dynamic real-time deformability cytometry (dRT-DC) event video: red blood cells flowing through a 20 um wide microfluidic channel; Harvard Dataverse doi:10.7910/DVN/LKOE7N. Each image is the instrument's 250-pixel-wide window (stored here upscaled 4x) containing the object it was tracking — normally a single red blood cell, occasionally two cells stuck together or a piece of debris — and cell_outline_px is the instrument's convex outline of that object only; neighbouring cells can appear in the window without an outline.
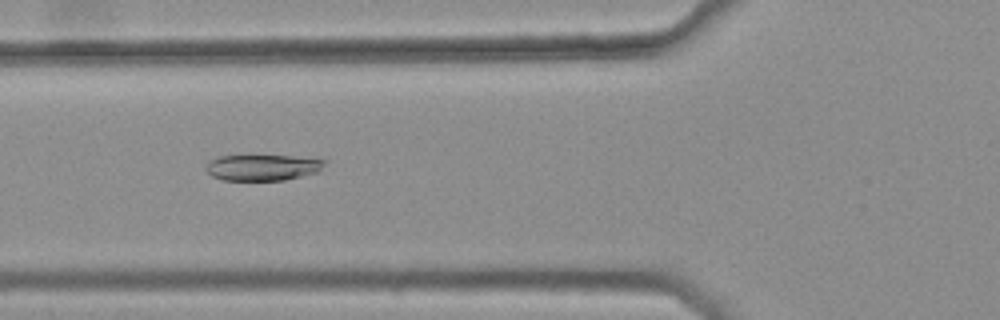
{"species": "common noctule bat (a hibernating species)", "species_latin": "Nyctalus noctula", "temperature_condition": "warm", "stored_images_in_passage": 31, "camera_frame_rate_fps": 3000, "um_per_image_px": 0.085, "animal": {"sex": "female", "body_mass_g": 25.1}, "frame": {"image": 1, "passage_image": 4, "time_ms": 1.0, "image_size_px": [1000, 320], "cell_outline_px": [[328, 160], [320, 172], [284, 180], [224, 180], [212, 176], [204, 168], [204, 164], [208, 160], [216, 156], [292, 156]], "centroid_in_image_um": [22.31, 14.23], "position_along_channel_um": 103.5, "area_um2": 18.21}}
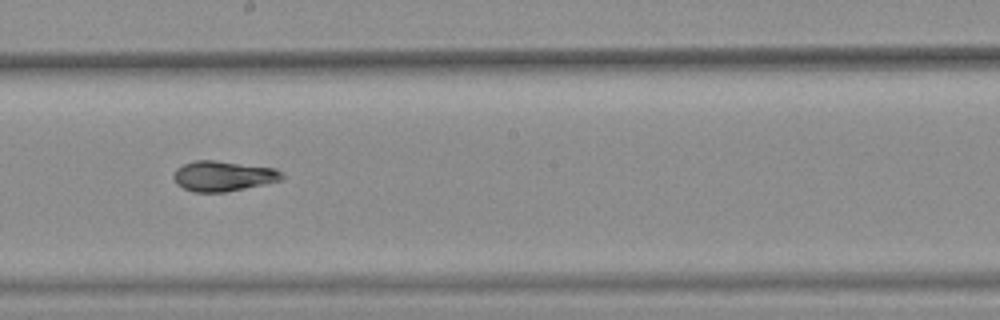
{"frame": {"image": 2, "passage_image": 14, "time_ms": 4.333, "image_size_px": [1000, 320], "cell_outline_px": [[284, 180], [224, 192], [192, 192], [176, 184], [172, 176], [176, 168], [184, 164], [196, 160], [216, 160], [276, 168], [284, 176]], "centroid_in_image_um": [18.96, 14.96], "position_along_channel_um": 229.2, "area_um2": 19.19}}
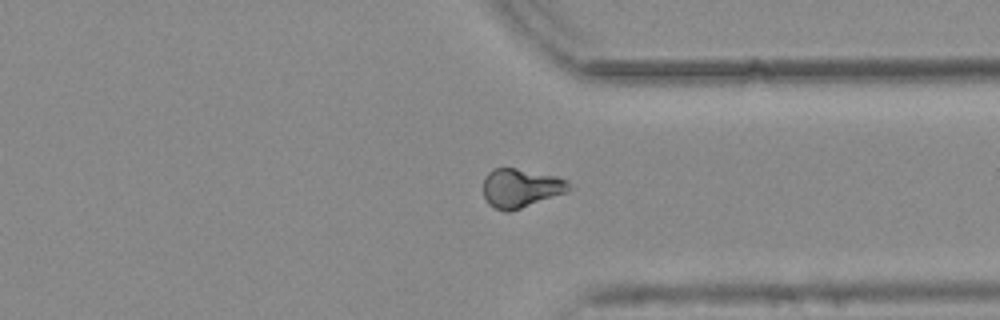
{"frame": {"image": 3, "passage_image": 25, "time_ms": 8.0, "image_size_px": [1000, 320], "cell_outline_px": [[572, 188], [568, 192], [508, 212], [504, 212], [492, 208], [488, 204], [484, 196], [484, 176], [492, 168], [516, 168], [556, 176], [568, 180]], "centroid_in_image_um": [44.26, 15.99], "position_along_channel_um": 367.1, "area_um2": 19.59}, "authors_computed_cell_mechanics": {"area_um2": 18.9584, "velocity_mm_per_s": 3.7758, "shape_relaxation_time_tau1_ms": null, "shape_relaxation_time_tau2_ms": 3.7602, "deformation_change_tau1": null, "deformation_change_tau2": 0.0452}}